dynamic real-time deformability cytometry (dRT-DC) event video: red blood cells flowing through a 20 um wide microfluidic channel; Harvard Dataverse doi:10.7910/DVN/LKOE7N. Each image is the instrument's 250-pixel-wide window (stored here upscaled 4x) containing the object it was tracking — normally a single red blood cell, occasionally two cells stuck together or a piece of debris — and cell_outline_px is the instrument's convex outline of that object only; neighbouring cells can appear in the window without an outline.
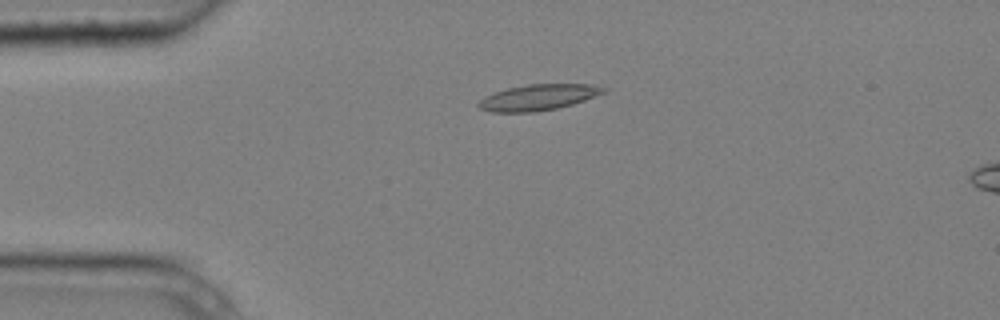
{"species": "common noctule bat (a hibernating species)", "species_latin": "Nyctalus noctula", "temperature_condition": "cold", "stored_images_in_passage": 5, "camera_frame_rate_fps": 3000, "um_per_image_px": 0.085, "animal": {"sex": "male", "body_mass_g": 20.4}, "frame": {"image": 1, "passage_image": 4, "time_ms": 1.0, "image_size_px": [1000, 320], "cell_outline_px": [[604, 92], [584, 100], [572, 104], [556, 108], [536, 112], [492, 112], [480, 108], [476, 104], [484, 96], [508, 88], [528, 84], [592, 84], [604, 88]], "centroid_in_image_um": [45.7, 8.28], "position_along_channel_um": 39.3, "area_um2": 18.61}}